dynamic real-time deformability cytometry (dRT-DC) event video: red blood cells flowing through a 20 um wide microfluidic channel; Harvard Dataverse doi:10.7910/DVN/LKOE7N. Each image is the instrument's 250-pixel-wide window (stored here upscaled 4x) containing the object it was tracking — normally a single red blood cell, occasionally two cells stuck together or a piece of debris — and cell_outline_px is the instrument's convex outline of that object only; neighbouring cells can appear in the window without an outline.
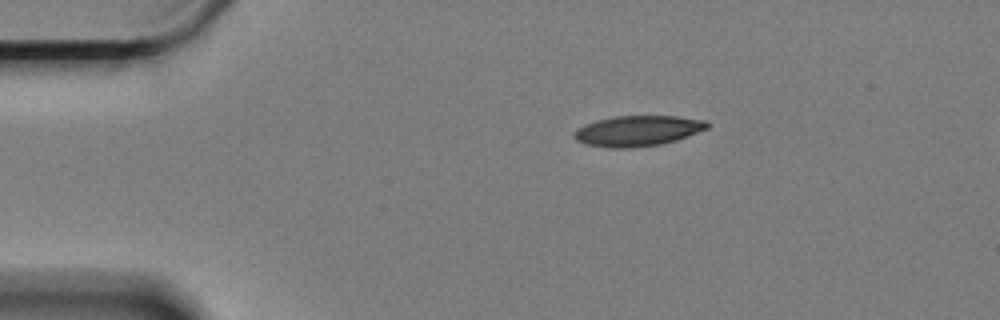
{"species": "Egyptian fruit bat (a non-hibernating species)", "species_latin": "Rousettus aegyptiacus", "temperature_condition": "cold", "stored_images_in_passage": 50, "camera_frame_rate_fps": 3000, "um_per_image_px": 0.085, "animal": {"sex": "female"}, "frame": {"image": 1, "passage_image": 1, "time_ms": 0.0, "image_size_px": [1000, 320], "cell_outline_px": [[708, 128], [676, 140], [660, 144], [632, 148], [612, 148], [588, 144], [576, 140], [572, 136], [572, 132], [584, 124], [596, 120], [616, 116], [676, 116], [704, 120], [708, 124]], "centroid_in_image_um": [54.16, 11.12], "position_along_channel_um": 30.8, "area_um2": 23.52}}
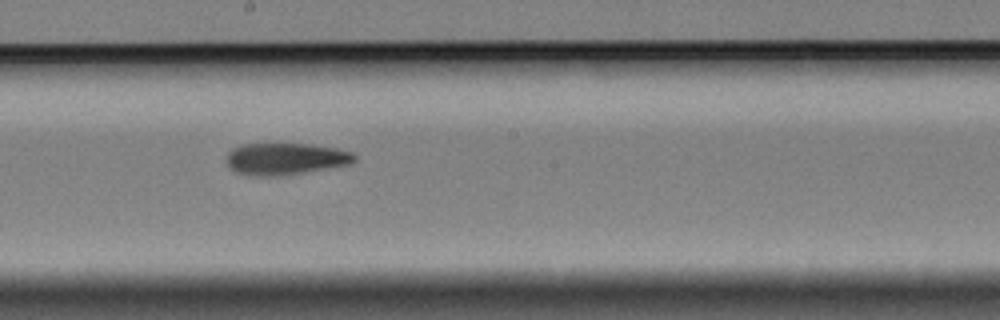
{"frame": {"image": 2, "passage_image": 23, "time_ms": 7.333, "image_size_px": [1000, 320], "cell_outline_px": [[356, 160], [352, 164], [276, 176], [252, 176], [236, 172], [228, 168], [228, 152], [232, 148], [240, 144], [312, 144], [336, 148], [352, 152], [356, 156]], "centroid_in_image_um": [24.26, 13.49], "position_along_channel_um": 223.9, "area_um2": 23.7}}
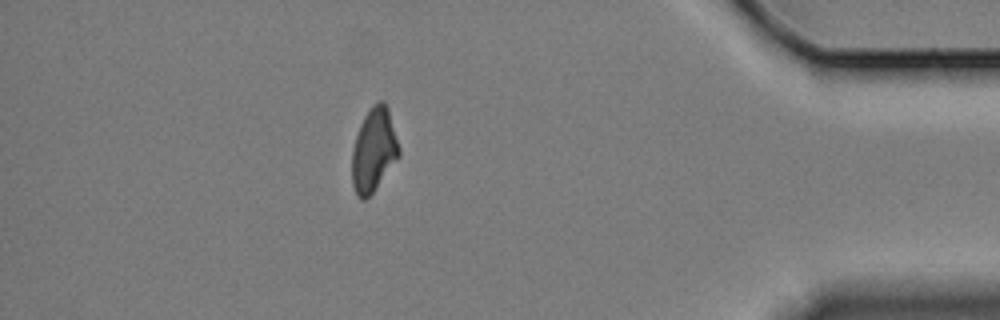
{"frame": {"image": 3, "passage_image": 43, "time_ms": 14.0, "image_size_px": [1000, 320], "cell_outline_px": [[400, 156], [372, 192], [364, 200], [360, 200], [356, 196], [352, 184], [352, 152], [356, 136], [360, 124], [364, 116], [372, 104], [380, 100], [384, 100], [388, 108], [400, 148]], "centroid_in_image_um": [31.77, 12.74], "position_along_channel_um": 403.4, "area_um2": 22.89}, "authors_computed_cell_mechanics": {"area_um2": 23.9003, "velocity_mm_per_s": 3.2997, "shape_relaxation_time_tau1_ms": 6.8028, "shape_relaxation_time_tau2_ms": 4.1296, "deformation_change_tau1": 0.1624, "deformation_change_tau2": 0.104}}